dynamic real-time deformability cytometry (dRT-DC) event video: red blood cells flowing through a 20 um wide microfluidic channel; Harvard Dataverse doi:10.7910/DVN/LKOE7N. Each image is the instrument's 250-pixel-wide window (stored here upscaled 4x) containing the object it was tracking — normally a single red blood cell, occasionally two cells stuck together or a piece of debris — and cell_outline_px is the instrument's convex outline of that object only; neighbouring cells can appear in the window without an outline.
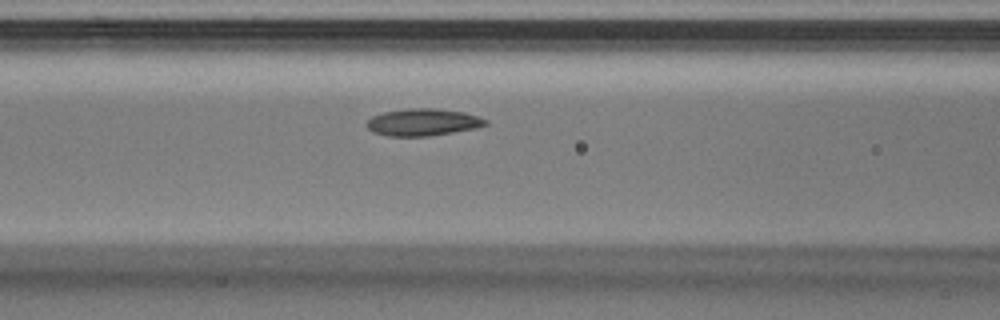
{"species": "Egyptian fruit bat (a non-hibernating species)", "species_latin": "Rousettus aegyptiacus", "temperature_condition": "warm", "stored_images_in_passage": 31, "camera_frame_rate_fps": 3000, "um_per_image_px": 0.085, "animal": {"sex": "male"}, "frame": {"image": 1, "passage_image": 11, "time_ms": 3.333, "image_size_px": [1000, 320], "cell_outline_px": [[488, 124], [476, 128], [428, 136], [388, 136], [372, 132], [364, 124], [372, 116], [384, 112], [408, 108], [432, 108], [464, 112], [488, 120]], "centroid_in_image_um": [35.92, 10.39], "position_along_channel_um": 130.7, "area_um2": 18.73}}
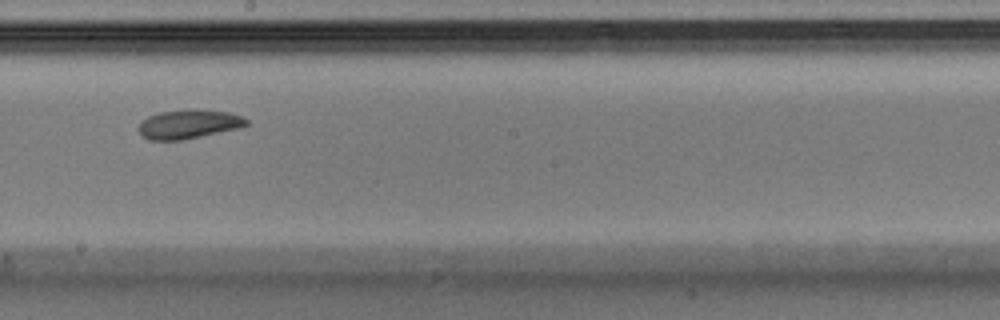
{"frame": {"image": 2, "passage_image": 17, "time_ms": 5.333, "image_size_px": [1000, 320], "cell_outline_px": [[248, 124], [240, 128], [184, 140], [148, 140], [140, 136], [140, 124], [148, 116], [160, 112], [188, 108], [196, 108], [228, 112], [244, 116], [248, 120]], "centroid_in_image_um": [16.08, 10.54], "position_along_channel_um": 232.1, "area_um2": 18.55}}
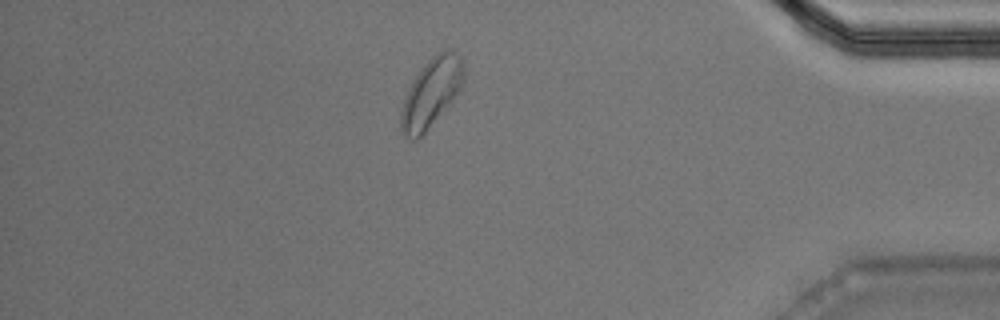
{"frame": {"image": 3, "passage_image": 29, "time_ms": 9.333, "image_size_px": [1000, 320], "cell_outline_px": [[464, 80], [460, 88], [424, 132], [416, 140], [412, 140], [400, 132], [400, 112], [408, 88], [412, 80], [420, 68], [436, 52], [456, 52], [460, 56], [464, 76]], "centroid_in_image_um": [36.59, 7.88], "position_along_channel_um": 398.6, "area_um2": 24.33}}